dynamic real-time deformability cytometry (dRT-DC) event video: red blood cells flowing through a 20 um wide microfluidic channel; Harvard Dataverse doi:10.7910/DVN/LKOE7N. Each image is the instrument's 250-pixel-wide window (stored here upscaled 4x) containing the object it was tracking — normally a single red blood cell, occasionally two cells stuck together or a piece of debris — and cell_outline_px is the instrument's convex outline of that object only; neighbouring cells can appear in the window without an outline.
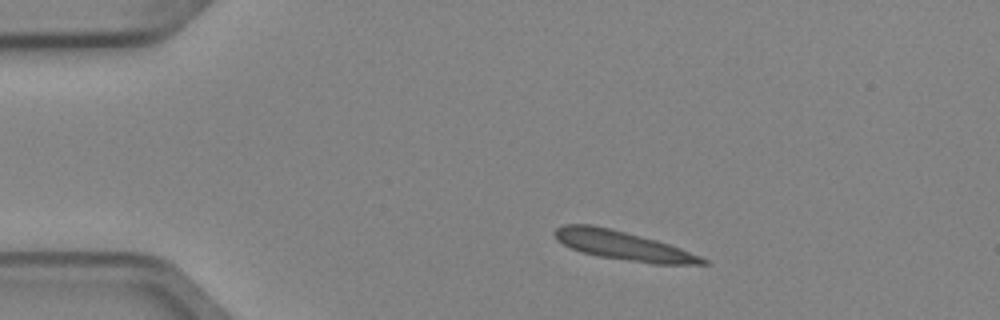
{"species": "Egyptian fruit bat (a non-hibernating species)", "species_latin": "Rousettus aegyptiacus", "temperature_condition": "cold", "stored_images_in_passage": 3, "camera_frame_rate_fps": 3000, "um_per_image_px": 0.085, "animal": {"sex": "female"}, "frame": {"image": 1, "passage_image": 1, "time_ms": 0.0, "image_size_px": [1000, 320], "cell_outline_px": [[708, 264], [652, 264], [600, 256], [580, 252], [556, 240], [552, 232], [556, 228], [564, 224], [592, 224], [656, 240], [680, 248], [700, 256], [708, 260]], "centroid_in_image_um": [52.92, 20.87], "position_along_channel_um": 32.1, "area_um2": 24.74}}
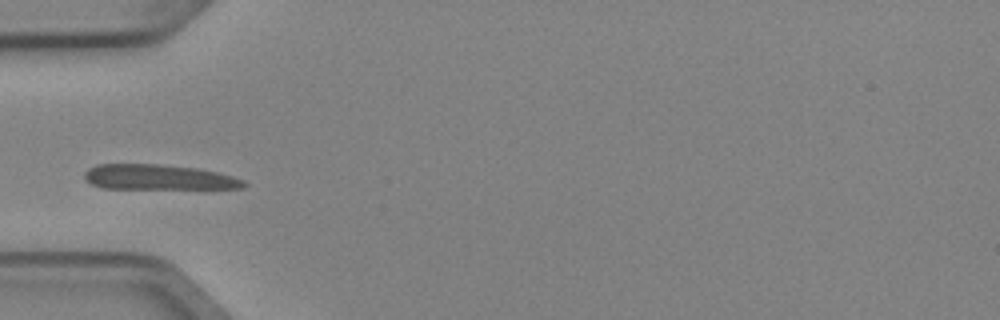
{"frame": {"image": 2, "passage_image": 3, "time_ms": 0.667, "image_size_px": [1000, 320], "cell_outline_px": [[248, 184], [244, 188], [104, 188], [92, 184], [84, 180], [84, 172], [88, 168], [96, 164], [160, 164], [196, 168], [216, 172], [232, 176], [244, 180]], "centroid_in_image_um": [13.44, 15.06], "position_along_channel_um": 71.6, "area_um2": 23.29}}